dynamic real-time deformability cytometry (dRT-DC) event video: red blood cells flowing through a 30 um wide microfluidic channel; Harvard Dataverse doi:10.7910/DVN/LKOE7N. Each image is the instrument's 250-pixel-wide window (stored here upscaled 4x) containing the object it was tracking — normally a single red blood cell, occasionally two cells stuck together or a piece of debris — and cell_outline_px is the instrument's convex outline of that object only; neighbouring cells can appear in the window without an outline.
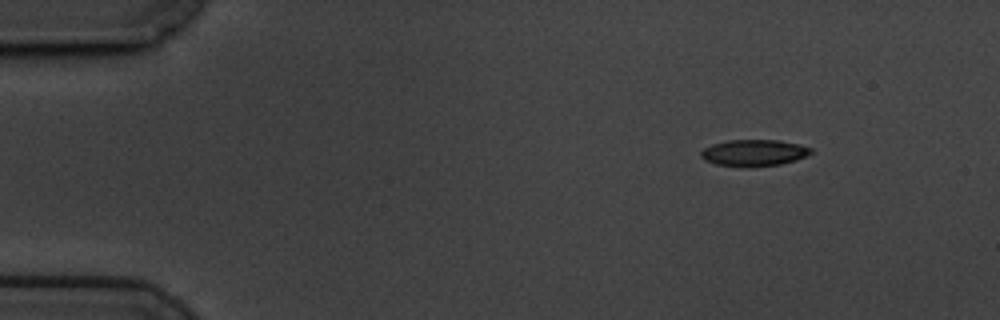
{"species": "common noctule bat (a hibernating species)", "species_latin": "Nyctalus noctula", "temperature_condition": "cold", "stored_images_in_passage": 52, "camera_frame_rate_fps": 3000, "um_per_image_px": 0.085, "animal": {"sex": "male", "body_mass_g": 19.5, "forearm_length_mm": 54.6}, "frame": {"image": 1, "passage_image": 1, "time_ms": 0.0, "image_size_px": [1000, 320], "cell_outline_px": [[812, 152], [796, 160], [780, 164], [748, 168], [716, 164], [704, 160], [700, 156], [700, 152], [704, 148], [712, 144], [728, 140], [780, 140], [800, 144], [812, 148]], "centroid_in_image_um": [64.07, 12.99], "position_along_channel_um": 20.9, "area_um2": 17.17}}
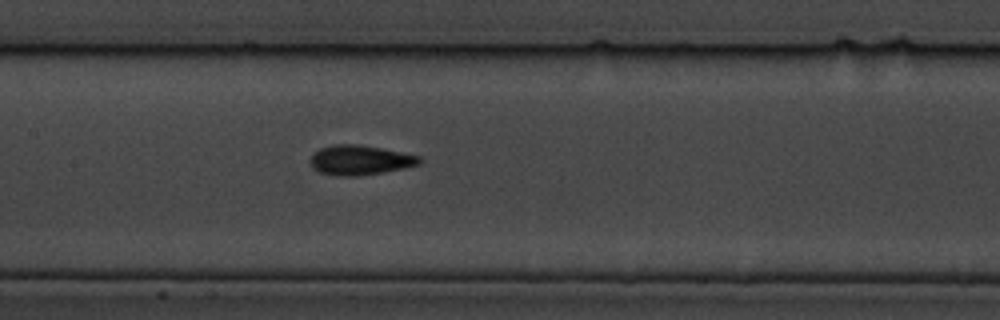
{"frame": {"image": 2, "passage_image": 22, "time_ms": 7.0, "image_size_px": [1000, 320], "cell_outline_px": [[420, 164], [404, 168], [356, 176], [336, 176], [320, 172], [312, 168], [312, 156], [320, 148], [332, 144], [356, 144], [380, 148], [420, 156]], "centroid_in_image_um": [30.58, 13.6], "position_along_channel_um": 176.8, "area_um2": 18.55}}
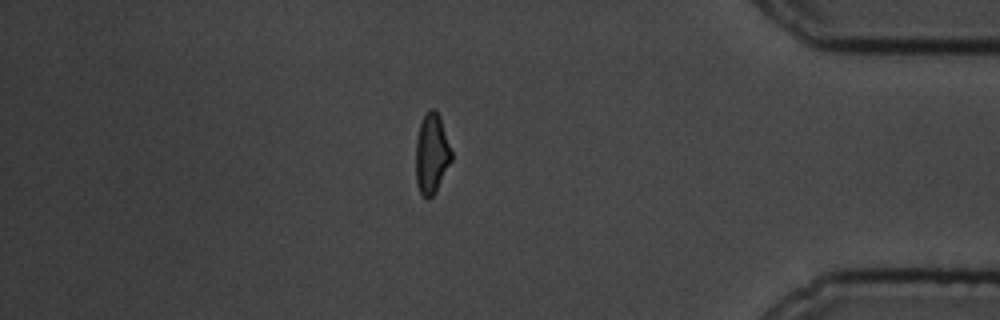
{"frame": {"image": 3, "passage_image": 44, "time_ms": 14.333, "image_size_px": [1000, 320], "cell_outline_px": [[452, 160], [436, 192], [428, 200], [420, 192], [416, 184], [416, 136], [420, 124], [428, 108], [432, 108], [440, 116], [452, 152]], "centroid_in_image_um": [36.69, 13.08], "position_along_channel_um": 398.5, "area_um2": 16.76}, "authors_computed_cell_mechanics": {"area_um2": 17.5134, "velocity_mm_per_s": 3.4514, "shape_relaxation_time_tau1_ms": 3.1115, "shape_relaxation_time_tau2_ms": 2.7955, "deformation_change_tau1": 0.0935, "deformation_change_tau2": 0.0732}}